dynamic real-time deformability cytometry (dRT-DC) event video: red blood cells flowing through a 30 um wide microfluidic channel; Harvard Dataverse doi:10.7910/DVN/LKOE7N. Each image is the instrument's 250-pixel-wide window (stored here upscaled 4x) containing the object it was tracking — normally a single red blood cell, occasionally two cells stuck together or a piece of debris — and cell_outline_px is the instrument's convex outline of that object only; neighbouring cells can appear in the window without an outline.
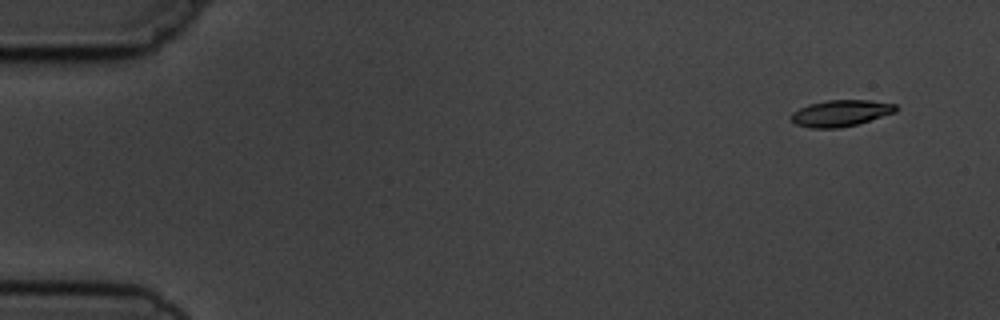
{"species": "common noctule bat (a hibernating species)", "species_latin": "Nyctalus noctula", "temperature_condition": "cold", "stored_images_in_passage": 4, "camera_frame_rate_fps": 3000, "um_per_image_px": 0.085, "animal": {"sex": "male", "body_mass_g": 19.5, "forearm_length_mm": 54.6}, "frame": {"image": 1, "passage_image": 1, "time_ms": 0.0, "image_size_px": [1000, 320], "cell_outline_px": [[900, 108], [896, 112], [856, 124], [840, 128], [812, 128], [796, 124], [792, 120], [792, 112], [808, 104], [828, 100], [868, 100], [896, 104]], "centroid_in_image_um": [71.49, 9.61], "position_along_channel_um": 13.5, "area_um2": 16.01}}